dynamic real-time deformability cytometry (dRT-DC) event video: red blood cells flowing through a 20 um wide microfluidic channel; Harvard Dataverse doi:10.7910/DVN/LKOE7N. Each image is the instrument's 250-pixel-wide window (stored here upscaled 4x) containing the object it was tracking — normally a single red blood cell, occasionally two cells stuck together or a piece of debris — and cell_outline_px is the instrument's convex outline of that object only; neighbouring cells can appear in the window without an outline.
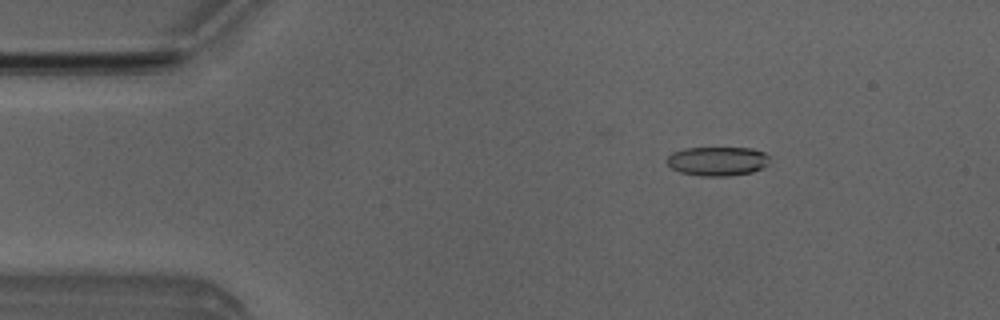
{"species": "Egyptian fruit bat (a non-hibernating species)", "species_latin": "Rousettus aegyptiacus", "temperature_condition": "room temperature", "stored_images_in_passage": 4, "camera_frame_rate_fps": 3000, "um_per_image_px": 0.085, "animal": {"sex": "male"}, "frame": {"image": 1, "passage_image": 2, "time_ms": 1.0, "image_size_px": [1000, 320], "cell_outline_px": [[768, 164], [764, 168], [752, 172], [728, 176], [700, 176], [680, 172], [672, 168], [664, 160], [672, 152], [684, 148], [752, 148], [764, 152], [768, 156]], "centroid_in_image_um": [60.97, 13.7], "position_along_channel_um": 24.0, "area_um2": 17.57}}